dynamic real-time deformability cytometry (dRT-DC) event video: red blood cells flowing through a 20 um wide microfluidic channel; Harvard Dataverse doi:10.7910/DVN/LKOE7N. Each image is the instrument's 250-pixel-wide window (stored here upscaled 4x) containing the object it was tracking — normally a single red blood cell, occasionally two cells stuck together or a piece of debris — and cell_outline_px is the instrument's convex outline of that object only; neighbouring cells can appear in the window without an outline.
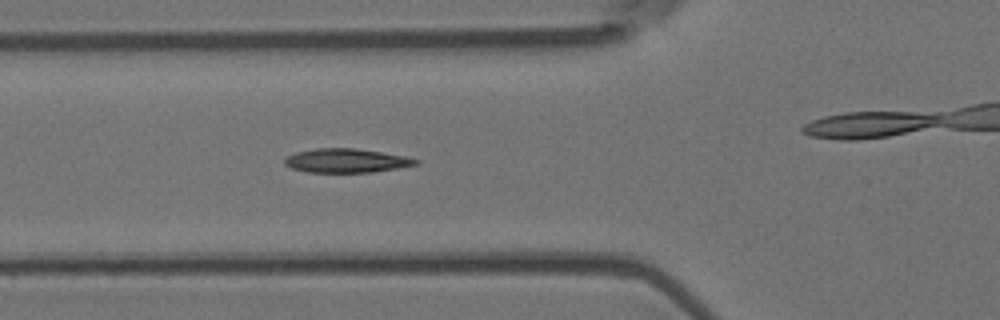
{"species": "Egyptian fruit bat (a non-hibernating species)", "species_latin": "Rousettus aegyptiacus", "temperature_condition": "room temperature", "stored_images_in_passage": 7, "camera_frame_rate_fps": 3000, "um_per_image_px": 0.085, "animal": {"sex": "female"}, "frame": {"image": 1, "passage_image": 6, "time_ms": 1.667, "image_size_px": [1000, 320], "cell_outline_px": [[420, 164], [372, 172], [308, 172], [292, 168], [284, 164], [284, 160], [288, 156], [296, 152], [316, 148], [356, 148], [404, 156], [420, 160]], "centroid_in_image_um": [29.44, 13.65], "position_along_channel_um": 96.4, "area_um2": 18.15}}